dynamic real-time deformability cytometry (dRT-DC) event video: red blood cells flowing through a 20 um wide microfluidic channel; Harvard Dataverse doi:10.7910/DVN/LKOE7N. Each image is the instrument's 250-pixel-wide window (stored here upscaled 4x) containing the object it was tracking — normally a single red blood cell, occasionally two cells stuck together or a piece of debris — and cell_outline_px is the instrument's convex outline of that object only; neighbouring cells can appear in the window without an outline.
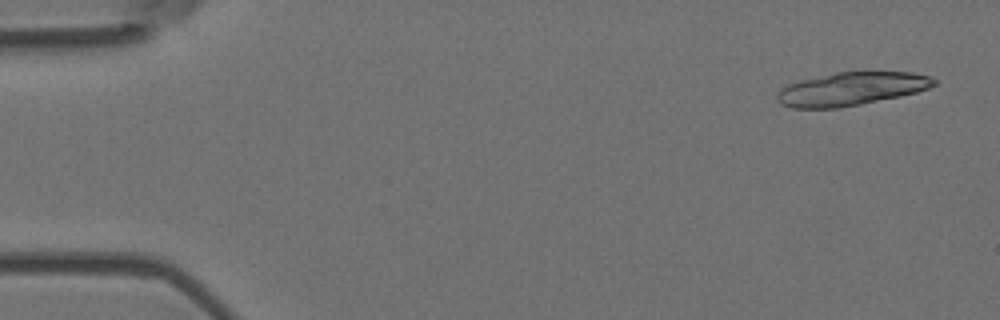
{"species": "Egyptian fruit bat (a non-hibernating species)", "species_latin": "Rousettus aegyptiacus", "temperature_condition": "room temperature", "stored_images_in_passage": 15, "camera_frame_rate_fps": 3000, "um_per_image_px": 0.085, "animal": {"sex": "female"}, "frame": {"image": 1, "passage_image": 1, "time_ms": 0.0, "image_size_px": [1000, 320], "cell_outline_px": [[936, 84], [928, 88], [916, 92], [900, 96], [840, 108], [792, 108], [780, 104], [776, 100], [776, 96], [780, 88], [788, 84], [800, 80], [836, 72], [912, 72], [932, 76], [936, 80]], "centroid_in_image_um": [72.34, 7.55], "position_along_channel_um": 12.7, "area_um2": 30.46}}
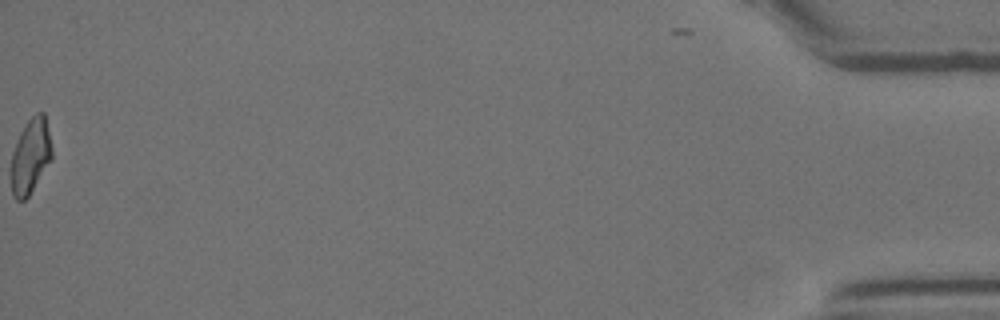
{"frame": {"image": 2, "passage_image": 15, "time_ms": 4.667, "image_size_px": [1000, 320], "cell_outline_px": [[52, 156], [28, 196], [24, 200], [16, 200], [12, 196], [12, 152], [20, 132], [28, 120], [36, 112], [44, 112], [52, 148]], "centroid_in_image_um": [2.58, 13.24], "position_along_channel_um": 432.6, "area_um2": 17.34}}